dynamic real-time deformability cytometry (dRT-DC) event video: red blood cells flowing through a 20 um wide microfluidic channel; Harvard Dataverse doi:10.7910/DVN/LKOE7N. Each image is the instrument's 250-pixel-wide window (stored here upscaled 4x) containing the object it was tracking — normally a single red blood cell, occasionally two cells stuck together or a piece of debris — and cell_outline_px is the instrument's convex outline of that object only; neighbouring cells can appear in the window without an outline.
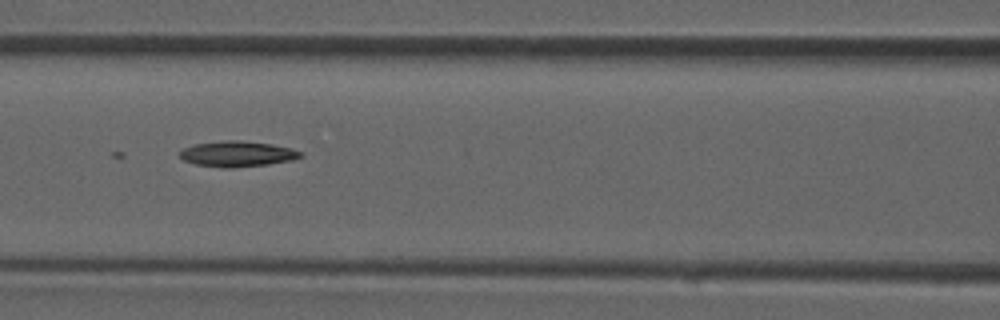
{"species": "common noctule bat (a hibernating species)", "species_latin": "Nyctalus noctula", "temperature_condition": "room temperature", "stored_images_in_passage": 38, "camera_frame_rate_fps": 3000, "um_per_image_px": 0.085, "animal": {"sex": "male", "forearm_length_mm": 52.5}, "frame": {"image": 1, "passage_image": 17, "time_ms": 5.333, "image_size_px": [1000, 320], "cell_outline_px": [[304, 156], [292, 160], [268, 164], [232, 168], [224, 168], [196, 164], [184, 160], [180, 156], [180, 152], [184, 148], [196, 144], [224, 140], [236, 140], [272, 144], [292, 148], [304, 152]], "centroid_in_image_um": [20.23, 13.08], "position_along_channel_um": 146.4, "area_um2": 17.98}}